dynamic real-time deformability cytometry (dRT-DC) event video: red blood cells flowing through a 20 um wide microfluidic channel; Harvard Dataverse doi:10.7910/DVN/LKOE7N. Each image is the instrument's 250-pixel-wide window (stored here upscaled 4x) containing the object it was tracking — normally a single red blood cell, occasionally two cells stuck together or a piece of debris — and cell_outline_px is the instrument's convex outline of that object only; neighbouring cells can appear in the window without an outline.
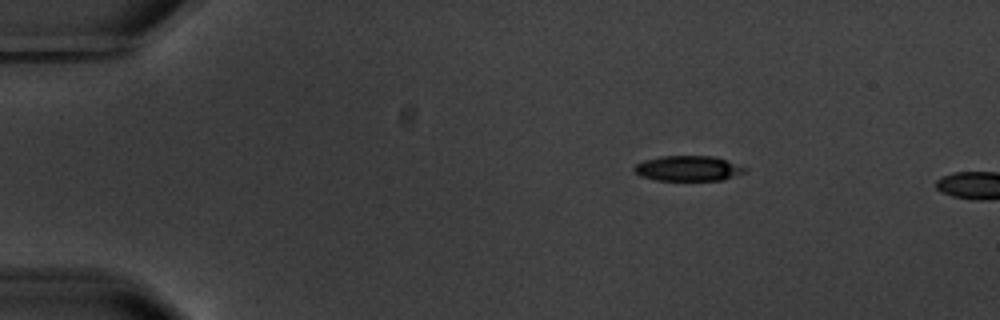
{"species": "common noctule bat (a hibernating species)", "species_latin": "Nyctalus noctula", "temperature_condition": "warm", "stored_images_in_passage": 2, "camera_frame_rate_fps": 3000, "um_per_image_px": 0.085, "animal": {"sex": "male", "body_mass_g": 20.1, "forearm_length_mm": 53.5}, "frame": {"image": 1, "passage_image": 1, "time_ms": 0.0, "image_size_px": [1000, 320], "cell_outline_px": [[748, 172], [724, 180], [656, 180], [640, 176], [632, 168], [636, 164], [644, 160], [660, 156], [716, 156], [748, 168]], "centroid_in_image_um": [58.54, 14.31], "position_along_channel_um": 26.5, "area_um2": 16.47}}